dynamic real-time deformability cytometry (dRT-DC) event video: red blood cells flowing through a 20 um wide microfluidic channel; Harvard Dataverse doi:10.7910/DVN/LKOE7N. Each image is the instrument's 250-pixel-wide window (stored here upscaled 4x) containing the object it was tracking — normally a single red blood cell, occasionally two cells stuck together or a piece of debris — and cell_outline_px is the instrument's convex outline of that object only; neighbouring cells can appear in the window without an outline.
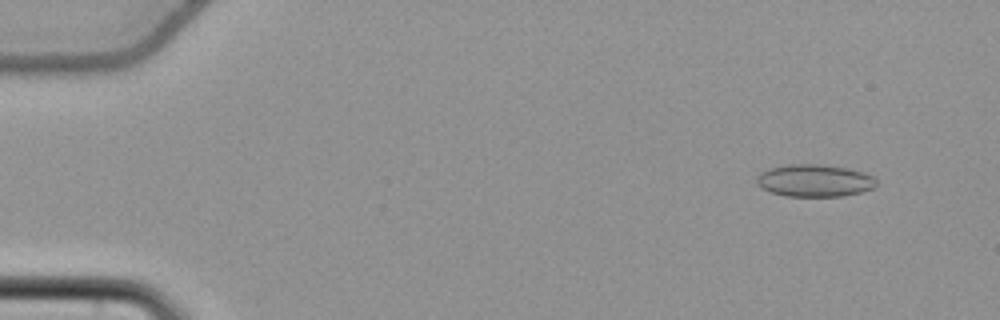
{"species": "common noctule bat (a hibernating species)", "species_latin": "Nyctalus noctula", "temperature_condition": "cold", "stored_images_in_passage": 55, "camera_frame_rate_fps": 3000, "um_per_image_px": 0.085, "animal": {"sex": "female", "body_mass_g": 22.7, "forearm_length_mm": 54.2}, "frame": {"image": 1, "passage_image": 5, "time_ms": 1.333, "image_size_px": [1000, 320], "cell_outline_px": [[876, 184], [872, 188], [860, 192], [844, 196], [784, 196], [760, 188], [756, 184], [756, 176], [760, 172], [768, 168], [788, 164], [816, 164], [848, 168], [872, 176], [876, 180]], "centroid_in_image_um": [69.16, 15.35], "position_along_channel_um": 15.8, "area_um2": 22.54}}
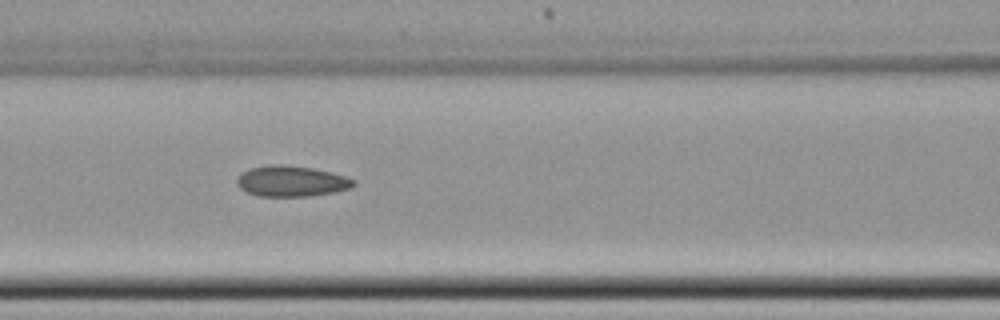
{"frame": {"image": 2, "passage_image": 25, "time_ms": 8.0, "image_size_px": [1000, 320], "cell_outline_px": [[356, 184], [352, 188], [336, 192], [308, 196], [256, 196], [240, 188], [236, 184], [236, 180], [248, 168], [276, 164], [312, 168], [344, 176], [356, 180]], "centroid_in_image_um": [24.79, 15.41], "position_along_channel_um": 141.8, "area_um2": 20.75}}
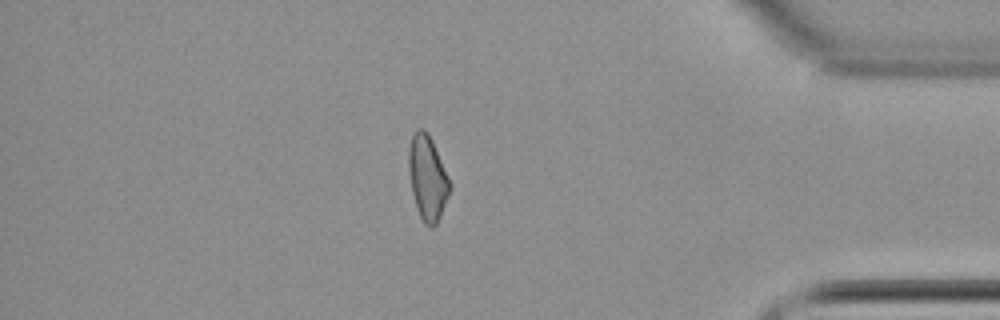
{"frame": {"image": 3, "passage_image": 48, "time_ms": 15.667, "image_size_px": [1000, 320], "cell_outline_px": [[452, 184], [448, 196], [440, 216], [436, 224], [432, 228], [424, 224], [416, 208], [412, 192], [408, 168], [408, 148], [412, 136], [416, 128], [424, 128], [428, 132], [432, 140]], "centroid_in_image_um": [36.33, 15.09], "position_along_channel_um": 398.9, "area_um2": 20.4}, "authors_computed_cell_mechanics": {"area_um2": 20.8658, "velocity_mm_per_s": 3.7831, "shape_relaxation_time_tau1_ms": null, "shape_relaxation_time_tau2_ms": 4.9759, "deformation_change_tau1": null, "deformation_change_tau2": 0.1138}}